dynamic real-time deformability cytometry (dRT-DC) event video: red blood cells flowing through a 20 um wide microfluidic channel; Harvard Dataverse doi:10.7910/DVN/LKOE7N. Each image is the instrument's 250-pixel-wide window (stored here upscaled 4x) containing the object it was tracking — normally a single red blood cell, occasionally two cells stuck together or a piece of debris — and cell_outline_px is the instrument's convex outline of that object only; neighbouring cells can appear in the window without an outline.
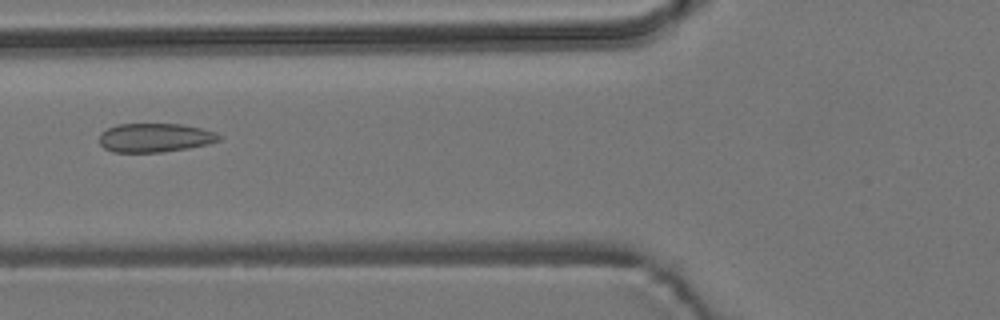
{"species": "common noctule bat (a hibernating species)", "species_latin": "Nyctalus noctula", "temperature_condition": "room temperature", "stored_images_in_passage": 3, "camera_frame_rate_fps": 3000, "um_per_image_px": 0.085, "animal": {"sex": "male", "body_mass_g": 19.2, "forearm_length_mm": 51.8}, "frame": {"image": 1, "passage_image": 3, "time_ms": 2.333, "image_size_px": [1000, 320], "cell_outline_px": [[224, 136], [220, 140], [208, 144], [188, 148], [164, 152], [112, 152], [104, 148], [100, 144], [100, 132], [116, 124], [184, 124], [216, 132]], "centroid_in_image_um": [13.19, 11.7], "position_along_channel_um": 112.6, "area_um2": 20.35}}